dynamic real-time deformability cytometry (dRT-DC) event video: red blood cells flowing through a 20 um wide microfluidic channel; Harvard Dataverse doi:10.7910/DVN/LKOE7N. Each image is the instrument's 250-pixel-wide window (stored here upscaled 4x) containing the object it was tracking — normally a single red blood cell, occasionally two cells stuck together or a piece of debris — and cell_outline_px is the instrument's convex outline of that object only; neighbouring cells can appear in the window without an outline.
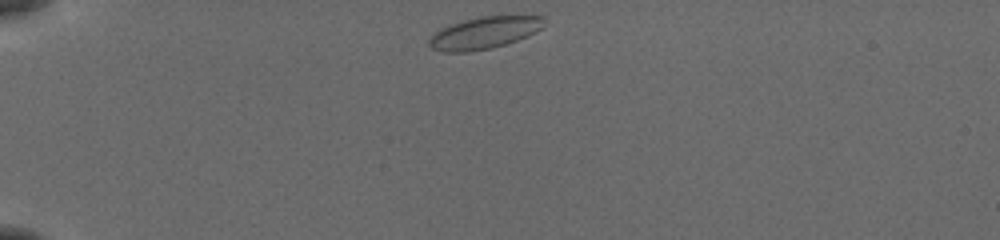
{"species": "common noctule bat (a hibernating species)", "species_latin": "Nyctalus noctula", "temperature_condition": "cold", "stored_images_in_passage": 41, "camera_frame_rate_fps": 3000, "um_per_image_px": 0.085, "animal": {"sex": "female", "body_mass_g": 19.5, "forearm_length_mm": 54.1}, "frame": {"image": 1, "passage_image": 1, "time_ms": 0.0, "image_size_px": [1000, 240], "cell_outline_px": [[544, 20], [540, 28], [536, 32], [516, 40], [492, 48], [468, 52], [444, 52], [432, 48], [428, 44], [428, 40], [440, 28], [448, 24], [480, 16], [544, 16]], "centroid_in_image_um": [41.11, 2.79], "position_along_channel_um": 43.9, "area_um2": 21.27}}
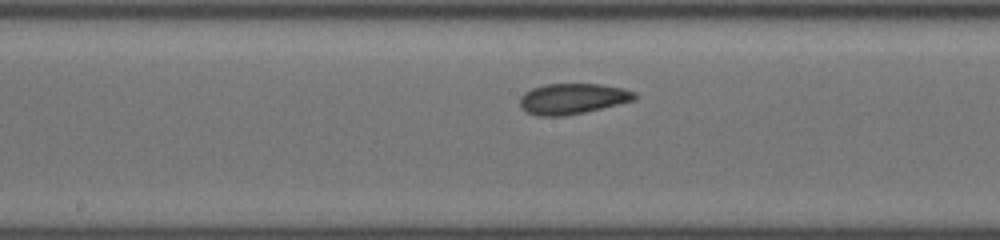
{"frame": {"image": 2, "passage_image": 17, "time_ms": 5.333, "image_size_px": [1000, 240], "cell_outline_px": [[636, 100], [584, 112], [564, 116], [536, 116], [528, 112], [520, 104], [520, 96], [524, 92], [532, 88], [544, 84], [600, 84], [624, 88], [636, 92]], "centroid_in_image_um": [48.68, 8.38], "position_along_channel_um": 199.5, "area_um2": 20.52}}
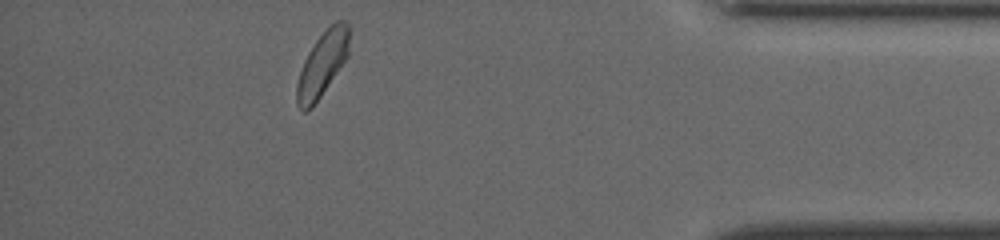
{"frame": {"image": 3, "passage_image": 36, "time_ms": 11.667, "image_size_px": [1000, 240], "cell_outline_px": [[348, 56], [312, 108], [304, 112], [296, 104], [296, 84], [304, 60], [308, 52], [316, 40], [336, 20], [344, 20], [348, 24]], "centroid_in_image_um": [27.37, 5.47], "position_along_channel_um": 407.8, "area_um2": 19.36}, "authors_computed_cell_mechanics": {"area_um2": 19.9988, "velocity_mm_per_s": 3.8267, "shape_relaxation_time_tau1_ms": 6.235, "shape_relaxation_time_tau2_ms": 1.611, "deformation_change_tau1": 0.0826, "deformation_change_tau2": 0.0481}}